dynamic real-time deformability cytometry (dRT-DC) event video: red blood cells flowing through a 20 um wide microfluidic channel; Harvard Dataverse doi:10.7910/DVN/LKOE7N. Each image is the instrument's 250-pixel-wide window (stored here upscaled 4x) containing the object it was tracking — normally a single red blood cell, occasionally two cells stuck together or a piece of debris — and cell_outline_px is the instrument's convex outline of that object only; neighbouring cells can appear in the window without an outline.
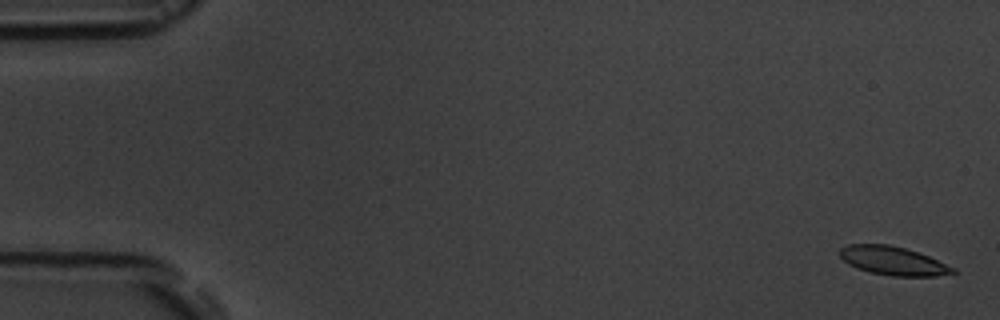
{"species": "common noctule bat (a hibernating species)", "species_latin": "Nyctalus noctula", "temperature_condition": "room temperature", "stored_images_in_passage": 6, "camera_frame_rate_fps": 3000, "um_per_image_px": 0.085, "animal": {"sex": "male", "body_mass_g": 19.5, "forearm_length_mm": 54.6}, "frame": {"image": 1, "passage_image": 1, "time_ms": 0.0, "image_size_px": [1000, 320], "cell_outline_px": [[956, 272], [936, 276], [892, 276], [872, 272], [856, 268], [848, 264], [840, 256], [840, 248], [848, 244], [888, 244], [904, 248], [928, 256], [956, 268]], "centroid_in_image_um": [75.9, 22.17], "position_along_channel_um": 9.1, "area_um2": 18.67}}
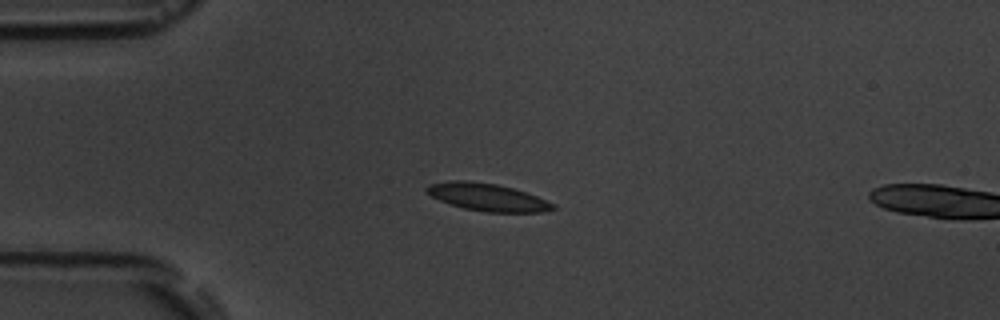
{"frame": {"image": 2, "passage_image": 5, "time_ms": 4.333, "image_size_px": [1000, 320], "cell_outline_px": [[556, 208], [544, 212], [488, 212], [464, 208], [440, 200], [424, 192], [424, 188], [428, 184], [452, 180], [468, 180], [496, 184], [528, 192], [556, 204]], "centroid_in_image_um": [41.44, 16.75], "position_along_channel_um": 43.6, "area_um2": 20.35}}